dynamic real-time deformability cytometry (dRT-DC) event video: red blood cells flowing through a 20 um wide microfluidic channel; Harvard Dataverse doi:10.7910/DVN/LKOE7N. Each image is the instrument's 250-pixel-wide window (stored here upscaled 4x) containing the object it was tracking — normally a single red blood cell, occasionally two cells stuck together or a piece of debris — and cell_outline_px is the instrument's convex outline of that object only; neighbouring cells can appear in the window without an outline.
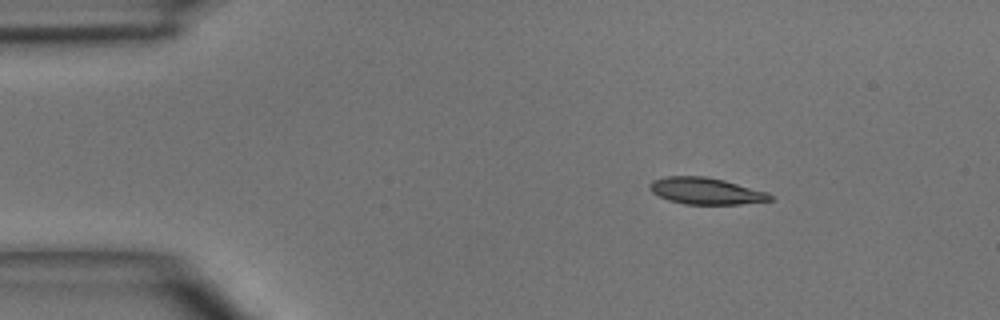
{"species": "common noctule bat (a hibernating species)", "species_latin": "Nyctalus noctula", "temperature_condition": "room temperature", "stored_images_in_passage": 4, "segment_of_instrument_passage": [1, 2], "camera_frame_rate_fps": 3000, "um_per_image_px": 0.085, "animal": {"sex": "male", "body_mass_g": 15.6}, "frame": {"image": 1, "passage_image": 1, "time_ms": 0.0, "image_size_px": [1000, 320], "cell_outline_px": [[772, 200], [740, 204], [684, 204], [668, 200], [652, 192], [648, 188], [648, 184], [652, 180], [664, 176], [708, 176], [724, 180], [768, 192], [772, 196]], "centroid_in_image_um": [59.96, 16.22], "position_along_channel_um": 25.0, "area_um2": 18.79}}